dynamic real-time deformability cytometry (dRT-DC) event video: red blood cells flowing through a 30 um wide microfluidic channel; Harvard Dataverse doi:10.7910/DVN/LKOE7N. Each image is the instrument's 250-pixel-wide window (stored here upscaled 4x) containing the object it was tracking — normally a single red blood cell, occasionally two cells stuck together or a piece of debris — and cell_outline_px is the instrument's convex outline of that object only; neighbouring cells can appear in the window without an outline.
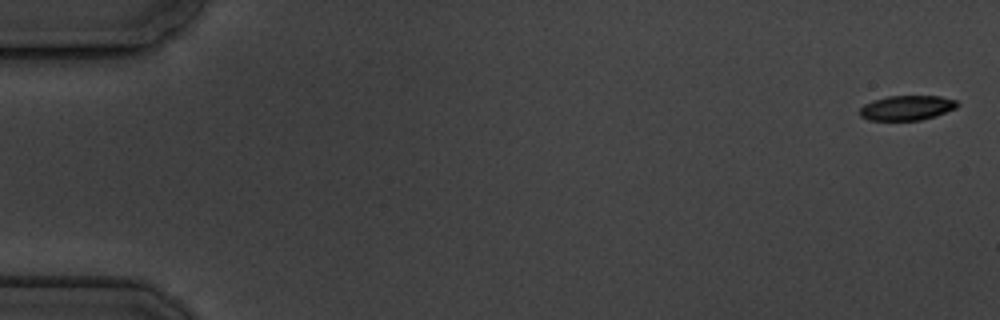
{"species": "common noctule bat (a hibernating species)", "species_latin": "Nyctalus noctula", "temperature_condition": "cold", "stored_images_in_passage": 6, "camera_frame_rate_fps": 3000, "um_per_image_px": 0.085, "animal": {"sex": "male", "body_mass_g": 19.5, "forearm_length_mm": 54.6}, "frame": {"image": 1, "passage_image": 1, "time_ms": 0.0, "image_size_px": [1000, 320], "cell_outline_px": [[960, 104], [956, 108], [936, 116], [920, 120], [868, 120], [860, 116], [860, 108], [864, 104], [872, 100], [888, 96], [940, 96], [956, 100]], "centroid_in_image_um": [77.09, 9.16], "position_along_channel_um": 7.9, "area_um2": 14.16}}
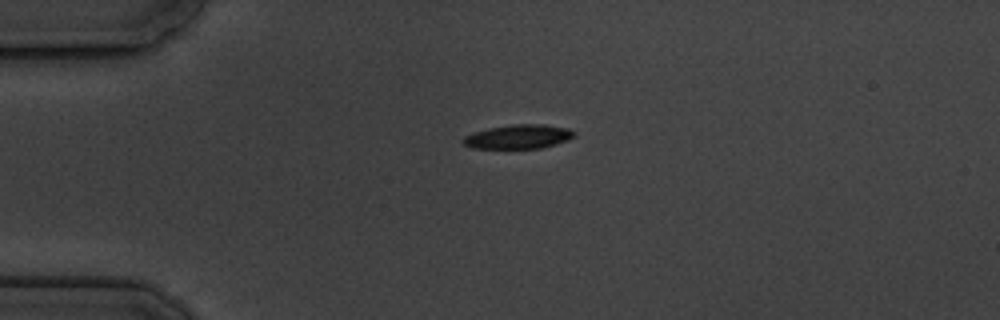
{"frame": {"image": 2, "passage_image": 4, "time_ms": 4.333, "image_size_px": [1000, 320], "cell_outline_px": [[576, 136], [568, 140], [556, 144], [540, 148], [472, 148], [464, 144], [460, 140], [464, 136], [488, 128], [512, 124], [544, 124], [568, 128], [576, 132]], "centroid_in_image_um": [44.09, 11.61], "position_along_channel_um": 40.9, "area_um2": 15.66}}